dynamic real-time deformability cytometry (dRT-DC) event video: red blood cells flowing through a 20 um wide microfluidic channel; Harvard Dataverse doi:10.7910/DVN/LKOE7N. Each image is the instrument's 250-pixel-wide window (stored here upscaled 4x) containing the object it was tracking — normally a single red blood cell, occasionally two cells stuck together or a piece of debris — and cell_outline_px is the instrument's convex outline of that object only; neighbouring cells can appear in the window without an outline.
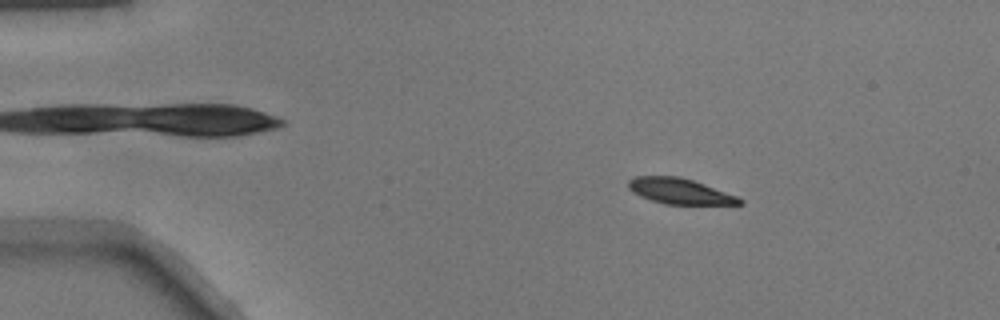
{"species": "common noctule bat (a hibernating species)", "species_latin": "Nyctalus noctula", "temperature_condition": "warm", "stored_images_in_passage": 50, "camera_frame_rate_fps": 3000, "um_per_image_px": 0.085, "animal": {"sex": "male", "body_mass_g": 17.9}, "frame": {"image": 1, "passage_image": 8, "time_ms": 2.333, "image_size_px": [1000, 320], "cell_outline_px": [[744, 204], [664, 204], [640, 196], [632, 192], [628, 188], [628, 180], [632, 176], [680, 176], [704, 184], [736, 196], [744, 200]], "centroid_in_image_um": [57.74, 16.24], "position_along_channel_um": 27.3, "area_um2": 16.53}}
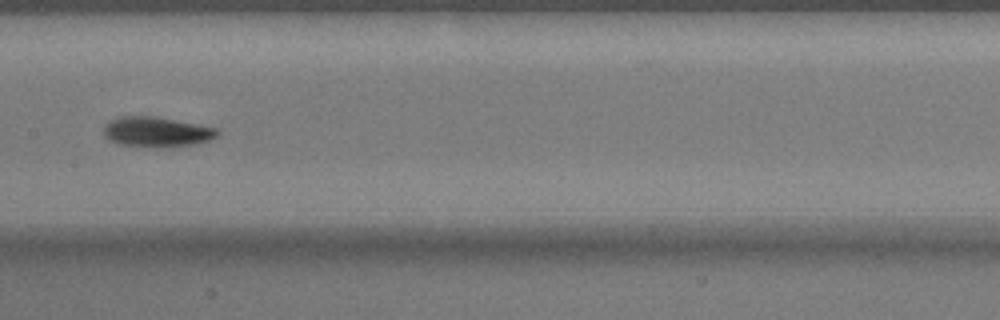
{"frame": {"image": 2, "passage_image": 26, "time_ms": 8.333, "image_size_px": [1000, 320], "cell_outline_px": [[220, 132], [216, 136], [208, 140], [192, 144], [160, 148], [144, 148], [120, 144], [108, 140], [104, 136], [104, 128], [108, 120], [120, 116], [152, 116], [196, 124], [216, 128]], "centroid_in_image_um": [13.24, 11.22], "position_along_channel_um": 194.2, "area_um2": 20.0}}
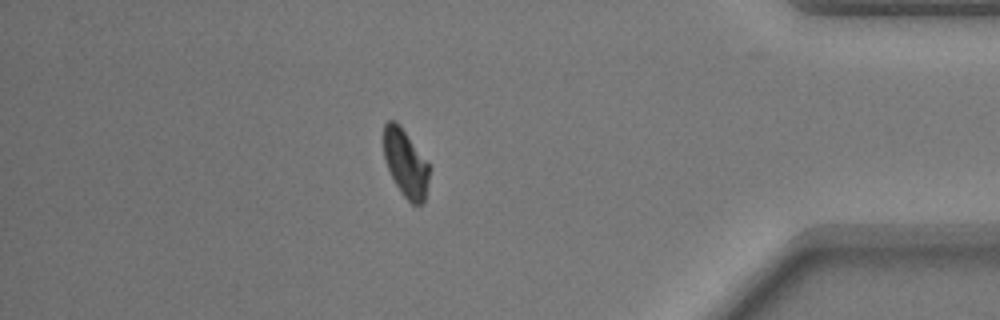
{"frame": {"image": 3, "passage_image": 44, "time_ms": 14.333, "image_size_px": [1000, 320], "cell_outline_px": [[428, 180], [424, 200], [420, 204], [412, 204], [400, 192], [388, 168], [384, 156], [384, 124], [388, 120], [396, 120], [400, 124], [428, 164]], "centroid_in_image_um": [34.45, 13.85], "position_along_channel_um": 400.8, "area_um2": 17.46}}